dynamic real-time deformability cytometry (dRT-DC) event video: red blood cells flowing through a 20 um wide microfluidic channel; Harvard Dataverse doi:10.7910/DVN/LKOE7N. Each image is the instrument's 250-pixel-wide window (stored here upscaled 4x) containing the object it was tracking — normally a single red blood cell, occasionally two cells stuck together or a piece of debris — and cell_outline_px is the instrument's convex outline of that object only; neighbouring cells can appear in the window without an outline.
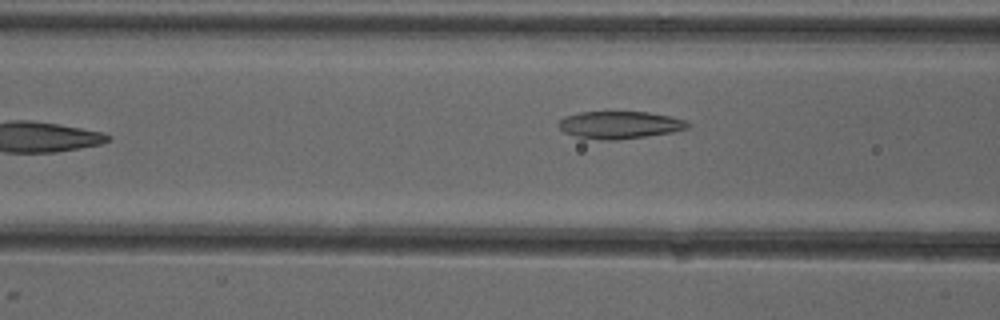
{"species": "common noctule bat (a hibernating species)", "species_latin": "Nyctalus noctula", "temperature_condition": "cold", "stored_images_in_passage": 6, "camera_frame_rate_fps": 3000, "um_per_image_px": 0.085, "animal": {"sex": "female"}, "frame": {"image": 1, "passage_image": 5, "time_ms": 4.667, "image_size_px": [1000, 320], "cell_outline_px": [[692, 124], [688, 128], [672, 132], [648, 136], [616, 140], [600, 140], [576, 136], [564, 132], [556, 124], [564, 116], [580, 112], [648, 112], [668, 116], [684, 120]], "centroid_in_image_um": [52.66, 10.62], "position_along_channel_um": 113.9, "area_um2": 20.63}}
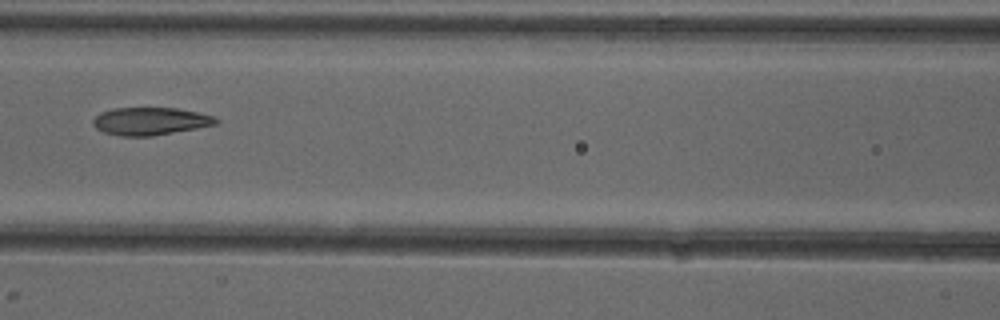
{"frame": {"image": 2, "passage_image": 6, "time_ms": 5.667, "image_size_px": [1000, 320], "cell_outline_px": [[220, 120], [216, 124], [196, 128], [152, 136], [120, 136], [104, 132], [96, 128], [92, 124], [92, 120], [100, 112], [112, 108], [176, 108], [200, 112], [216, 116]], "centroid_in_image_um": [12.78, 10.29], "position_along_channel_um": 153.8, "area_um2": 19.94}}